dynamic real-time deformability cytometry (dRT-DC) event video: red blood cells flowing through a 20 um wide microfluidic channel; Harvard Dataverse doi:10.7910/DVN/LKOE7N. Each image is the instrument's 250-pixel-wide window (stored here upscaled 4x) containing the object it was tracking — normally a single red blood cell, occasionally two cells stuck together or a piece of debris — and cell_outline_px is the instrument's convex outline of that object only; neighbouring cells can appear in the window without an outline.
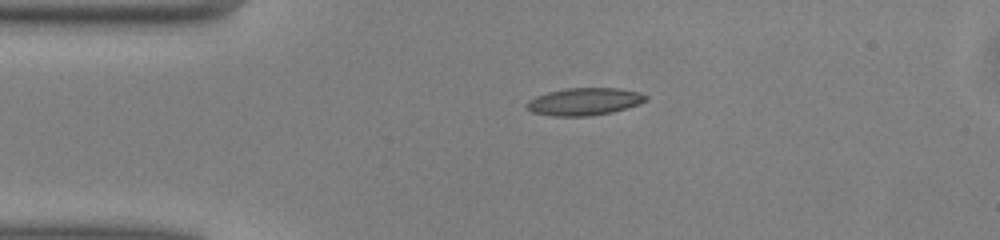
{"species": "common noctule bat (a hibernating species)", "species_latin": "Nyctalus noctula", "temperature_condition": "warm", "stored_images_in_passage": 33, "camera_frame_rate_fps": 3000, "um_per_image_px": 0.085, "animal": {"sex": "male", "body_mass_g": 13.0, "forearm_length_mm": 53.1}, "frame": {"image": 1, "passage_image": 1, "time_ms": 0.0, "image_size_px": [1000, 240], "cell_outline_px": [[648, 100], [640, 104], [612, 112], [588, 116], [552, 116], [532, 112], [524, 104], [528, 100], [536, 96], [548, 92], [568, 88], [620, 88], [640, 92], [648, 96]], "centroid_in_image_um": [49.69, 8.63], "position_along_channel_um": 35.3, "area_um2": 19.13}}
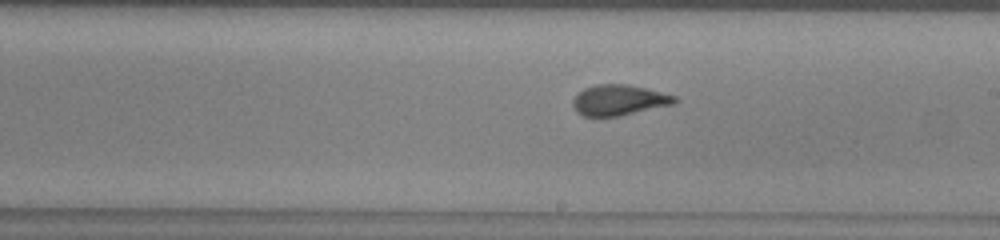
{"frame": {"image": 2, "passage_image": 18, "time_ms": 5.667, "image_size_px": [1000, 240], "cell_outline_px": [[680, 100], [676, 104], [620, 116], [584, 116], [576, 112], [572, 104], [572, 100], [584, 88], [596, 84], [628, 84], [648, 88], [676, 96]], "centroid_in_image_um": [52.67, 8.51], "position_along_channel_um": 236.3, "area_um2": 18.44}}
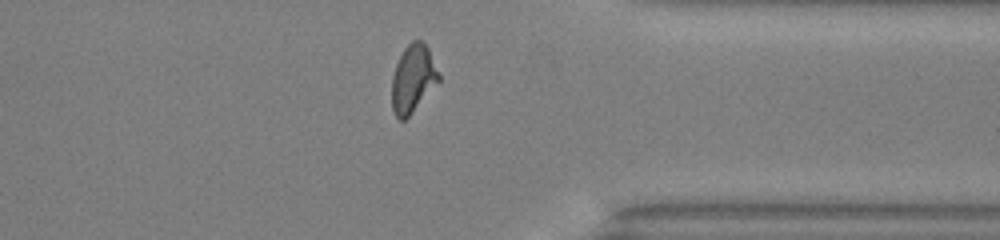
{"frame": {"image": 3, "passage_image": 29, "time_ms": 9.333, "image_size_px": [1000, 240], "cell_outline_px": [[440, 80], [412, 112], [404, 120], [400, 120], [396, 116], [392, 108], [392, 76], [396, 64], [404, 48], [412, 40], [424, 40], [428, 48], [440, 76]], "centroid_in_image_um": [35.1, 6.66], "position_along_channel_um": 376.3, "area_um2": 18.32}, "authors_computed_cell_mechanics": {"area_um2": 18.496, "velocity_mm_per_s": 4.0774, "shape_relaxation_time_tau1_ms": 5.0515, "shape_relaxation_time_tau2_ms": 1.0147, "deformation_change_tau1": 0.1816, "deformation_change_tau2": 0.0802}}